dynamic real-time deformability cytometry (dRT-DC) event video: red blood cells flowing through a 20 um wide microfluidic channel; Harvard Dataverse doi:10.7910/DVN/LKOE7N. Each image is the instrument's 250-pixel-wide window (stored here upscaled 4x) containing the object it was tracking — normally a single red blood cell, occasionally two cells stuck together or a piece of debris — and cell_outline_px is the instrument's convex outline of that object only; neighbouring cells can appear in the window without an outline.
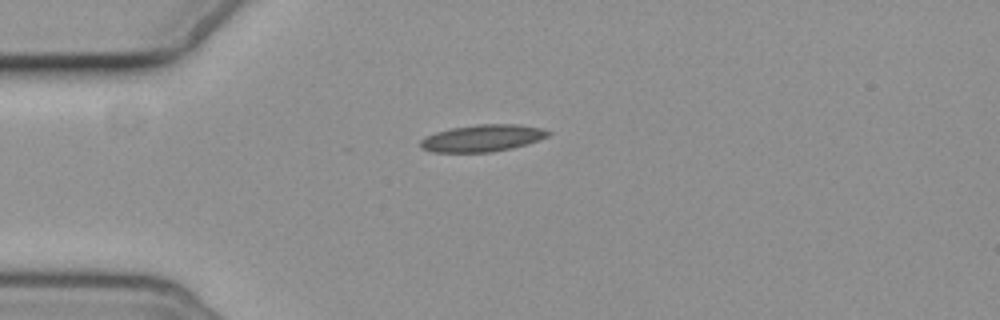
{"species": "common noctule bat (a hibernating species)", "species_latin": "Nyctalus noctula", "temperature_condition": "cold", "stored_images_in_passage": 4, "camera_frame_rate_fps": 3000, "um_per_image_px": 0.085, "animal": {"sex": "female", "body_mass_g": 19.3, "forearm_length_mm": 54.1}, "frame": {"image": 1, "passage_image": 4, "time_ms": 3.667, "image_size_px": [1000, 320], "cell_outline_px": [[552, 132], [548, 136], [512, 148], [492, 152], [432, 152], [420, 148], [420, 140], [424, 136], [436, 132], [452, 128], [476, 124], [520, 124], [540, 128]], "centroid_in_image_um": [40.95, 11.74], "position_along_channel_um": 44.0, "area_um2": 20.0}}